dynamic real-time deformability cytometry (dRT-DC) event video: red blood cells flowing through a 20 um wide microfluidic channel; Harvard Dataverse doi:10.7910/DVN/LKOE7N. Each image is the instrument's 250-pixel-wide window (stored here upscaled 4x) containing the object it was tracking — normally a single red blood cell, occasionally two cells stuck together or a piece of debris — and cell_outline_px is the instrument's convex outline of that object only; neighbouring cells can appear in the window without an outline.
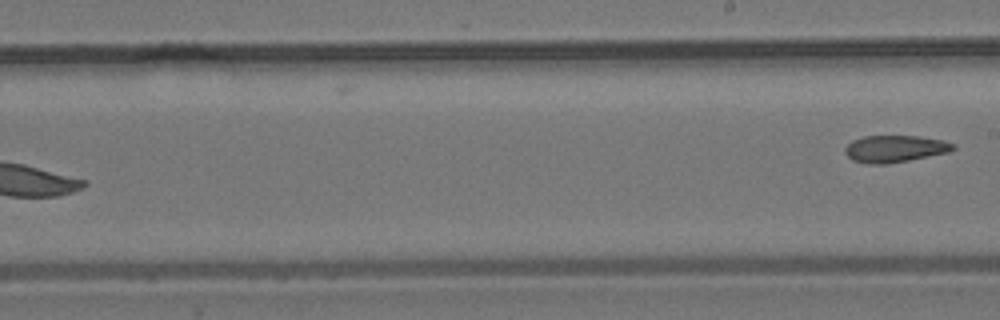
{"species": "common noctule bat (a hibernating species)", "species_latin": "Nyctalus noctula", "temperature_condition": "room temperature", "stored_images_in_passage": 8, "segment_of_instrument_passage": [2, 2], "camera_frame_rate_fps": 3000, "um_per_image_px": 0.085, "animal": {"sex": "male", "body_mass_g": 19.2, "forearm_length_mm": 51.8}, "frame": {"image": 1, "passage_image": 8, "time_ms": 2.333, "image_size_px": [1000, 320], "cell_outline_px": [[956, 148], [948, 152], [888, 164], [868, 164], [852, 160], [844, 152], [844, 148], [852, 140], [864, 136], [920, 136], [944, 140], [956, 144]], "centroid_in_image_um": [76.06, 12.64], "position_along_channel_um": 212.9, "area_um2": 17.05}}